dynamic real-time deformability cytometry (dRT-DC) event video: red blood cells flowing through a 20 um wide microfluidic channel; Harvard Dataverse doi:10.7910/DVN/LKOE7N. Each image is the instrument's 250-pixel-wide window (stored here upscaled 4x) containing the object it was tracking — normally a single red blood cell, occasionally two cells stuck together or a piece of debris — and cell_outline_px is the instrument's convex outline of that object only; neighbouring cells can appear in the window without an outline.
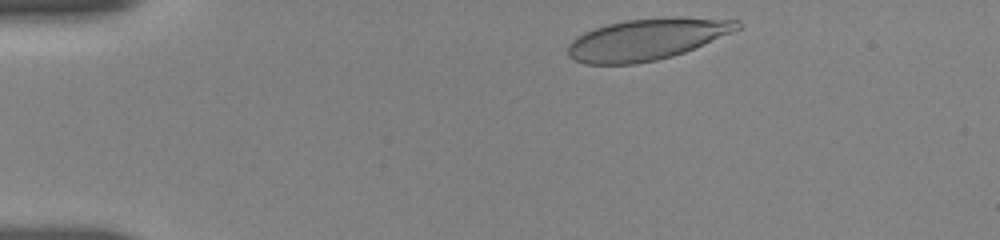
{"species": "human", "species_latin": "Homo sapiens", "temperature_condition": "room temperature", "stored_images_in_passage": 41, "camera_frame_rate_fps": 3000, "um_per_image_px": 0.085, "donor": {"sex": "female"}, "frame": {"image": 1, "passage_image": 2, "time_ms": 0.333, "image_size_px": [1000, 240], "cell_outline_px": [[740, 28], [732, 32], [684, 52], [672, 56], [656, 60], [636, 64], [584, 64], [568, 56], [568, 44], [576, 36], [584, 32], [608, 24], [628, 20], [664, 16], [680, 16], [740, 20]], "centroid_in_image_um": [54.98, 3.33], "position_along_channel_um": 30.0, "area_um2": 40.98}}
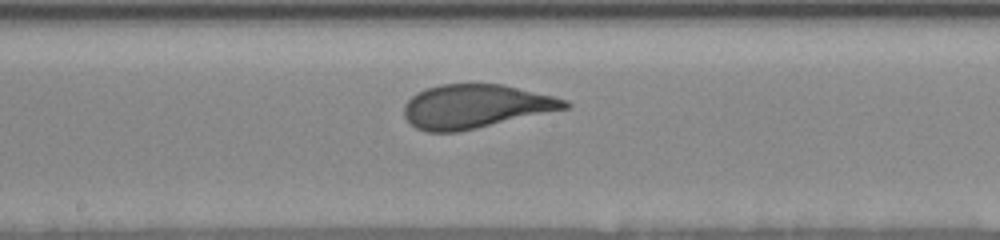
{"frame": {"image": 2, "passage_image": 22, "time_ms": 7.0, "image_size_px": [1000, 240], "cell_outline_px": [[572, 104], [568, 108], [460, 132], [428, 132], [416, 128], [404, 116], [404, 104], [416, 92], [440, 84], [504, 84], [568, 100]], "centroid_in_image_um": [40.42, 9.04], "position_along_channel_um": 207.8, "area_um2": 40.98}}
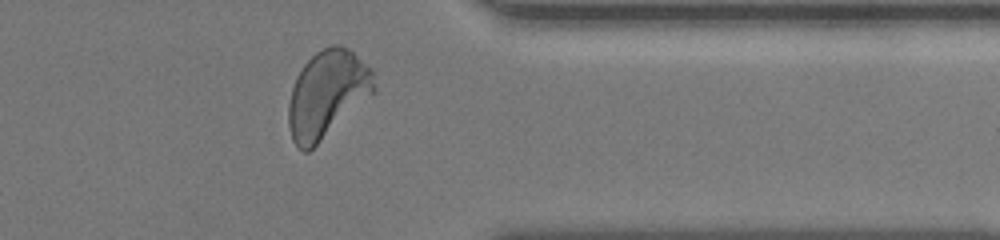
{"frame": {"image": 3, "passage_image": 37, "time_ms": 12.0, "image_size_px": [1000, 240], "cell_outline_px": [[376, 92], [308, 152], [304, 152], [292, 140], [288, 124], [288, 104], [292, 88], [296, 76], [304, 64], [316, 52], [332, 44], [340, 44], [348, 48], [372, 68], [376, 72]], "centroid_in_image_um": [27.85, 7.98], "position_along_channel_um": 383.6, "area_um2": 43.75}, "authors_computed_cell_mechanics": {"area_um2": 41.5004, "velocity_mm_per_s": 3.6458, "shape_relaxation_time_tau1_ms": 4.6777, "shape_relaxation_time_tau2_ms": null, "deformation_change_tau1": 0.1702, "deformation_change_tau2": null}}